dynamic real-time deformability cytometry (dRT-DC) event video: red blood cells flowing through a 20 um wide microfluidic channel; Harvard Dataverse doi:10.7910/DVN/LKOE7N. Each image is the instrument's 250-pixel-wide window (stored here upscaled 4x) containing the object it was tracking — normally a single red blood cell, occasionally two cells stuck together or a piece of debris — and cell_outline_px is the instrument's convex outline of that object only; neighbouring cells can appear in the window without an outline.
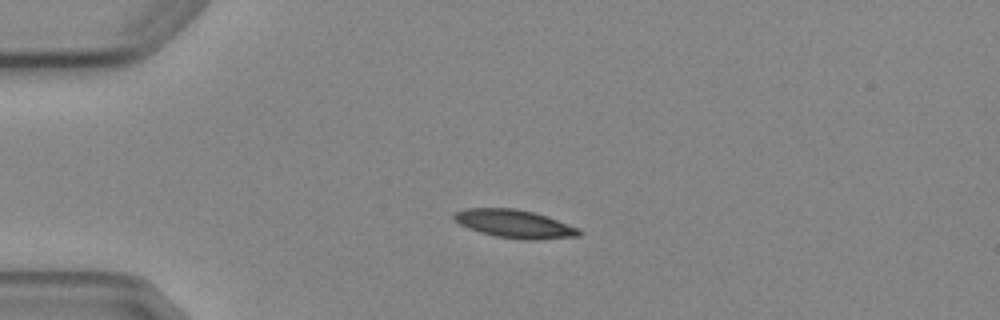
{"species": "Egyptian fruit bat (a non-hibernating species)", "species_latin": "Rousettus aegyptiacus", "temperature_condition": "cold", "stored_images_in_passage": 4, "camera_frame_rate_fps": 3000, "um_per_image_px": 0.085, "animal": {"sex": "female"}, "frame": {"image": 1, "passage_image": 3, "time_ms": 2.333, "image_size_px": [1000, 320], "cell_outline_px": [[584, 232], [580, 236], [540, 240], [524, 240], [496, 236], [480, 232], [468, 228], [452, 220], [452, 216], [456, 212], [464, 208], [516, 208], [548, 216], [580, 228]], "centroid_in_image_um": [43.77, 19.03], "position_along_channel_um": 41.2, "area_um2": 20.87}}